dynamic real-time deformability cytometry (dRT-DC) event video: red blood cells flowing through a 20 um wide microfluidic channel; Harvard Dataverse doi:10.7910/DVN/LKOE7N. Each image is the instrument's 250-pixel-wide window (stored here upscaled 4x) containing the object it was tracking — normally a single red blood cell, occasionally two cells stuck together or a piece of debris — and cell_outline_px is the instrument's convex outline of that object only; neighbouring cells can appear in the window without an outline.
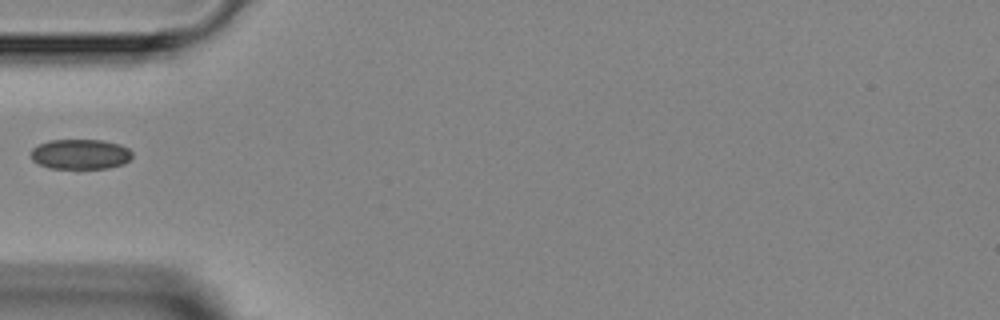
{"species": "Egyptian fruit bat (a non-hibernating species)", "species_latin": "Rousettus aegyptiacus", "temperature_condition": "room temperature", "stored_images_in_passage": 6, "camera_frame_rate_fps": 3000, "um_per_image_px": 0.085, "animal": {"sex": "female"}, "frame": {"image": 1, "passage_image": 5, "time_ms": 4.333, "image_size_px": [1000, 320], "cell_outline_px": [[132, 156], [124, 164], [108, 168], [48, 168], [32, 160], [32, 148], [48, 140], [104, 140], [120, 144], [128, 148], [132, 152]], "centroid_in_image_um": [6.85, 13.1], "position_along_channel_um": 78.1, "area_um2": 17.74}}
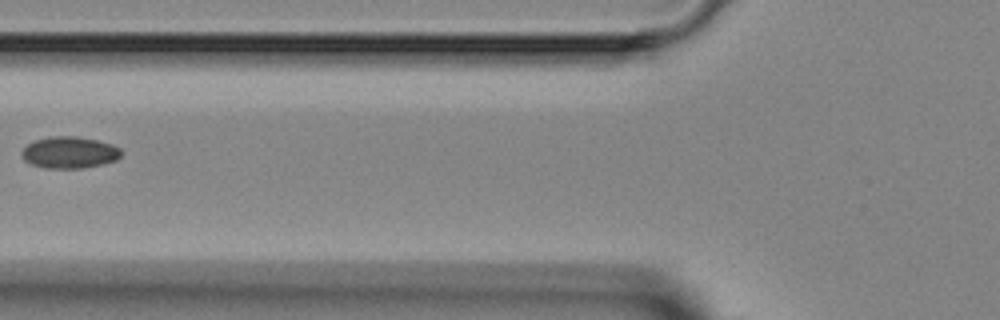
{"frame": {"image": 2, "passage_image": 6, "time_ms": 5.333, "image_size_px": [1000, 320], "cell_outline_px": [[124, 152], [116, 160], [100, 164], [80, 168], [44, 168], [32, 164], [24, 160], [20, 152], [28, 144], [36, 140], [52, 136], [76, 136], [96, 140], [112, 144], [120, 148]], "centroid_in_image_um": [5.91, 12.95], "position_along_channel_um": 119.9, "area_um2": 18.26}}